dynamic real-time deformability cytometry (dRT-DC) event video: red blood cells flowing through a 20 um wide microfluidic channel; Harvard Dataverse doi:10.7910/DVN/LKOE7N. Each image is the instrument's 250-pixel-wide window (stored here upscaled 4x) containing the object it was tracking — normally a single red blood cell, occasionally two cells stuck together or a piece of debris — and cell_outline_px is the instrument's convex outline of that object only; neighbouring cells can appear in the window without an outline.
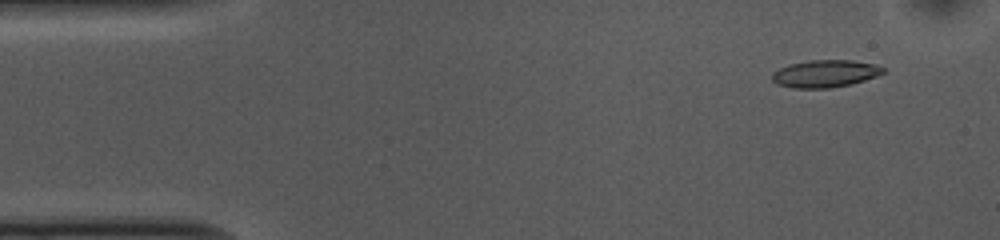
{"species": "common noctule bat (a hibernating species)", "species_latin": "Nyctalus noctula", "temperature_condition": "cold", "stored_images_in_passage": 49, "camera_frame_rate_fps": 3000, "um_per_image_px": 0.085, "animal": {"sex": "female", "body_mass_g": 10.0, "forearm_length_mm": 53.1}, "frame": {"image": 1, "passage_image": 1, "time_ms": 0.0, "image_size_px": [1000, 240], "cell_outline_px": [[884, 72], [876, 76], [852, 84], [828, 88], [792, 88], [776, 84], [772, 80], [772, 72], [788, 64], [808, 60], [852, 60], [876, 64], [884, 68]], "centroid_in_image_um": [70.11, 6.25], "position_along_channel_um": 14.9, "area_um2": 17.8}}
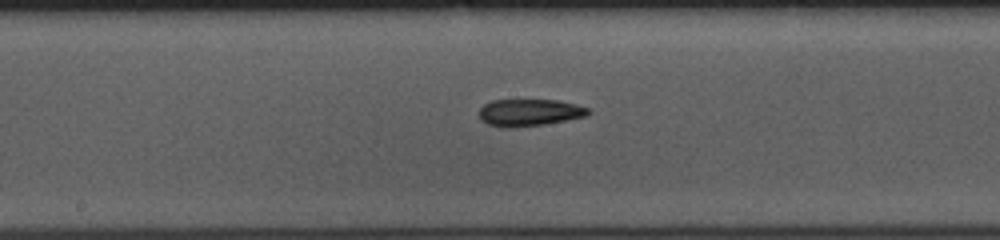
{"frame": {"image": 2, "passage_image": 23, "time_ms": 7.333, "image_size_px": [1000, 240], "cell_outline_px": [[592, 112], [588, 116], [544, 124], [512, 128], [508, 128], [488, 124], [480, 120], [480, 108], [484, 104], [492, 100], [556, 100], [576, 104], [588, 108]], "centroid_in_image_um": [45.01, 9.56], "position_along_channel_um": 203.2, "area_um2": 17.22}}
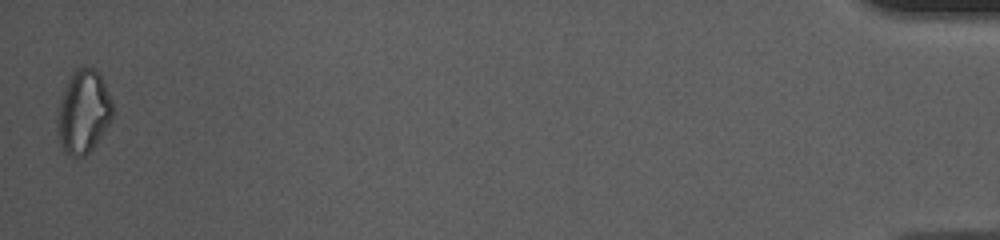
{"frame": {"image": 3, "passage_image": 49, "time_ms": 16.0, "image_size_px": [1000, 240], "cell_outline_px": [[112, 120], [92, 148], [84, 156], [72, 156], [64, 152], [60, 144], [60, 104], [64, 88], [68, 76], [76, 68], [84, 64], [92, 68], [100, 76], [112, 100]], "centroid_in_image_um": [7.12, 9.46], "position_along_channel_um": 428.1, "area_um2": 26.13}, "authors_computed_cell_mechanics": {"area_um2": 17.8602, "velocity_mm_per_s": 3.7198, "shape_relaxation_time_tau1_ms": 3.4683, "shape_relaxation_time_tau2_ms": 4.4118, "deformation_change_tau1": 0.114, "deformation_change_tau2": 0.1192}}